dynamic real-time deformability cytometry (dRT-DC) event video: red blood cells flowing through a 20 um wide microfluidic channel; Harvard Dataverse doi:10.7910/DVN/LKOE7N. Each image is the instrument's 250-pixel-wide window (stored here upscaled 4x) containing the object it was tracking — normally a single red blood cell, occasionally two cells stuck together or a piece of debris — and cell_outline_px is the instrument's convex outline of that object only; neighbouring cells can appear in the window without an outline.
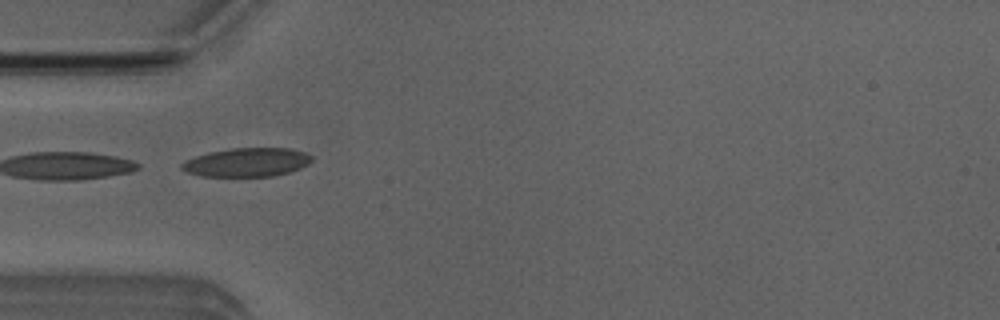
{"species": "Egyptian fruit bat (a non-hibernating species)", "species_latin": "Rousettus aegyptiacus", "temperature_condition": "room temperature", "stored_images_in_passage": 34, "camera_frame_rate_fps": 3000, "um_per_image_px": 0.085, "animal": {"sex": "male"}, "frame": {"image": 1, "passage_image": 1, "time_ms": 0.0, "image_size_px": [1000, 320], "cell_outline_px": [[312, 160], [308, 164], [300, 168], [288, 172], [272, 176], [200, 176], [188, 172], [180, 168], [180, 164], [184, 160], [208, 152], [232, 148], [292, 148], [304, 152], [312, 156]], "centroid_in_image_um": [20.97, 13.79], "position_along_channel_um": 64.0, "area_um2": 21.79}}
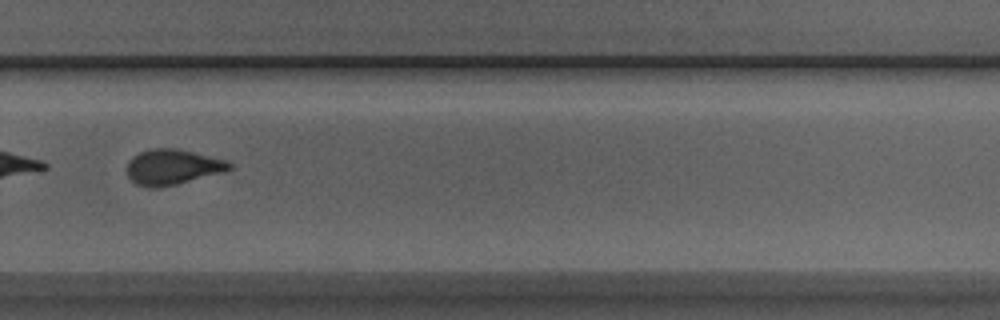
{"frame": {"image": 2, "passage_image": 20, "time_ms": 6.333, "image_size_px": [1000, 320], "cell_outline_px": [[232, 168], [224, 172], [176, 184], [152, 188], [148, 188], [136, 184], [128, 176], [128, 160], [132, 156], [140, 152], [152, 148], [176, 148], [224, 160], [232, 164]], "centroid_in_image_um": [14.63, 14.19], "position_along_channel_um": 315.2, "area_um2": 20.87}, "authors_computed_cell_mechanics": {"area_um2": 21.097, "velocity_mm_per_s": 3.9726, "shape_relaxation_time_tau1_ms": 5.9472, "shape_relaxation_time_tau2_ms": 1.722, "deformation_change_tau1": 0.1654, "deformation_change_tau2": 0.0973}}